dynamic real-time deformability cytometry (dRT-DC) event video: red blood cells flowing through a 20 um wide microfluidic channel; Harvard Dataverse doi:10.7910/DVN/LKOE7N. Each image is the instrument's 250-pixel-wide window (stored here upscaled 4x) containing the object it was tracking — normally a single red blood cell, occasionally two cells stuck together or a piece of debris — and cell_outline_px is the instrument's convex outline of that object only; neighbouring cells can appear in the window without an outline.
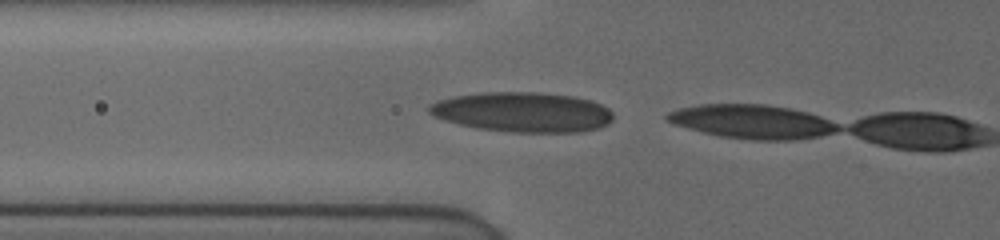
{"species": "human", "species_latin": "Homo sapiens", "temperature_condition": "cold", "stored_images_in_passage": 24, "camera_frame_rate_fps": 3000, "um_per_image_px": 0.085, "donor": {"sex": "female"}, "frame": {"image": 1, "passage_image": 23, "time_ms": 5.333, "image_size_px": [1000, 240], "cell_outline_px": [[612, 120], [608, 124], [600, 128], [580, 132], [512, 132], [480, 128], [460, 124], [444, 120], [428, 112], [428, 104], [436, 100], [456, 96], [484, 92], [540, 92], [576, 96], [592, 100], [608, 108], [612, 112]], "centroid_in_image_um": [44.45, 9.52], "position_along_channel_um": 81.3, "area_um2": 42.95}}